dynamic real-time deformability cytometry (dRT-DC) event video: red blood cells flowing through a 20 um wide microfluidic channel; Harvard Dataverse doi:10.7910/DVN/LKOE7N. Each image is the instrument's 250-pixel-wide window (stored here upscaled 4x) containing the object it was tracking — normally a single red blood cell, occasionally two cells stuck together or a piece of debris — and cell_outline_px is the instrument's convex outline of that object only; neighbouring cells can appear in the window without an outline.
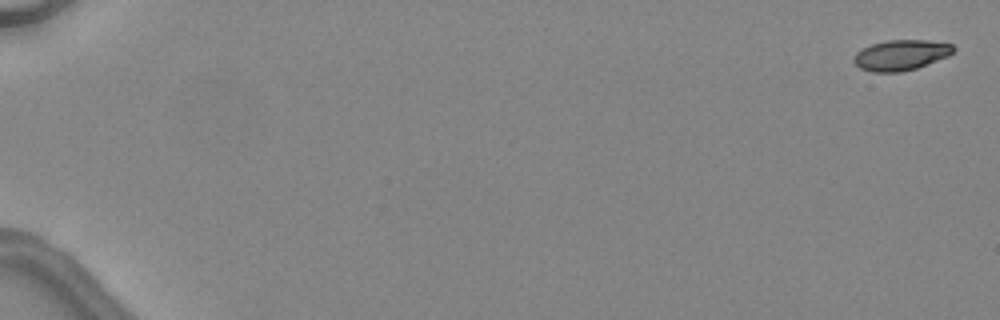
{"species": "common noctule bat (a hibernating species)", "species_latin": "Nyctalus noctula", "temperature_condition": "warm", "stored_images_in_passage": 5, "camera_frame_rate_fps": 3000, "um_per_image_px": 0.085, "animal": {"sex": "female", "body_mass_g": 24.6, "forearm_length_mm": 56.2}, "frame": {"image": 1, "passage_image": 1, "time_ms": 0.0, "image_size_px": [1000, 320], "cell_outline_px": [[956, 48], [948, 56], [916, 68], [900, 72], [872, 72], [860, 68], [852, 60], [856, 52], [872, 44], [888, 40], [928, 40], [952, 44]], "centroid_in_image_um": [76.57, 4.68], "position_along_channel_um": 8.4, "area_um2": 17.57}}